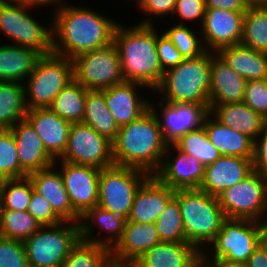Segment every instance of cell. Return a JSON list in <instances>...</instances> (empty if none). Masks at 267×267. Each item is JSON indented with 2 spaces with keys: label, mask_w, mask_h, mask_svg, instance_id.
Listing matches in <instances>:
<instances>
[{
  "label": "cell",
  "mask_w": 267,
  "mask_h": 267,
  "mask_svg": "<svg viewBox=\"0 0 267 267\" xmlns=\"http://www.w3.org/2000/svg\"><path fill=\"white\" fill-rule=\"evenodd\" d=\"M55 166L54 164L49 168L35 171L28 176L34 190L50 202L54 212L63 221L79 223L80 216L73 210L62 176L60 172L53 170Z\"/></svg>",
  "instance_id": "obj_24"
},
{
  "label": "cell",
  "mask_w": 267,
  "mask_h": 267,
  "mask_svg": "<svg viewBox=\"0 0 267 267\" xmlns=\"http://www.w3.org/2000/svg\"><path fill=\"white\" fill-rule=\"evenodd\" d=\"M204 252H205V250L201 254V259L209 267H247V264H241V263H237V262L228 261L224 258H212L211 256L208 257L207 252H205V253Z\"/></svg>",
  "instance_id": "obj_52"
},
{
  "label": "cell",
  "mask_w": 267,
  "mask_h": 267,
  "mask_svg": "<svg viewBox=\"0 0 267 267\" xmlns=\"http://www.w3.org/2000/svg\"><path fill=\"white\" fill-rule=\"evenodd\" d=\"M20 167L16 142L10 129L0 130V181L26 177Z\"/></svg>",
  "instance_id": "obj_41"
},
{
  "label": "cell",
  "mask_w": 267,
  "mask_h": 267,
  "mask_svg": "<svg viewBox=\"0 0 267 267\" xmlns=\"http://www.w3.org/2000/svg\"><path fill=\"white\" fill-rule=\"evenodd\" d=\"M10 130L16 142L20 167L28 175L57 164L27 119L18 121Z\"/></svg>",
  "instance_id": "obj_21"
},
{
  "label": "cell",
  "mask_w": 267,
  "mask_h": 267,
  "mask_svg": "<svg viewBox=\"0 0 267 267\" xmlns=\"http://www.w3.org/2000/svg\"><path fill=\"white\" fill-rule=\"evenodd\" d=\"M161 116L150 101V108L158 119L165 142L172 145L182 135L203 126L210 110L205 105L195 103H168L160 101ZM154 106V107H153ZM161 117V118H159ZM161 119V120H160Z\"/></svg>",
  "instance_id": "obj_14"
},
{
  "label": "cell",
  "mask_w": 267,
  "mask_h": 267,
  "mask_svg": "<svg viewBox=\"0 0 267 267\" xmlns=\"http://www.w3.org/2000/svg\"><path fill=\"white\" fill-rule=\"evenodd\" d=\"M157 54L163 72L176 67L184 60L181 53L164 33L161 35L157 33Z\"/></svg>",
  "instance_id": "obj_46"
},
{
  "label": "cell",
  "mask_w": 267,
  "mask_h": 267,
  "mask_svg": "<svg viewBox=\"0 0 267 267\" xmlns=\"http://www.w3.org/2000/svg\"><path fill=\"white\" fill-rule=\"evenodd\" d=\"M212 51H205L198 57L184 59L179 65L164 72L156 87L166 92L162 101L168 103H195L210 106Z\"/></svg>",
  "instance_id": "obj_4"
},
{
  "label": "cell",
  "mask_w": 267,
  "mask_h": 267,
  "mask_svg": "<svg viewBox=\"0 0 267 267\" xmlns=\"http://www.w3.org/2000/svg\"><path fill=\"white\" fill-rule=\"evenodd\" d=\"M247 267H267V249L262 243L259 244L249 257Z\"/></svg>",
  "instance_id": "obj_51"
},
{
  "label": "cell",
  "mask_w": 267,
  "mask_h": 267,
  "mask_svg": "<svg viewBox=\"0 0 267 267\" xmlns=\"http://www.w3.org/2000/svg\"><path fill=\"white\" fill-rule=\"evenodd\" d=\"M150 176L142 170L117 165L100 169L97 205L127 219L138 189Z\"/></svg>",
  "instance_id": "obj_8"
},
{
  "label": "cell",
  "mask_w": 267,
  "mask_h": 267,
  "mask_svg": "<svg viewBox=\"0 0 267 267\" xmlns=\"http://www.w3.org/2000/svg\"><path fill=\"white\" fill-rule=\"evenodd\" d=\"M176 13L184 21L193 22L200 19L202 26L205 15V0H177L173 15Z\"/></svg>",
  "instance_id": "obj_48"
},
{
  "label": "cell",
  "mask_w": 267,
  "mask_h": 267,
  "mask_svg": "<svg viewBox=\"0 0 267 267\" xmlns=\"http://www.w3.org/2000/svg\"><path fill=\"white\" fill-rule=\"evenodd\" d=\"M252 171L267 176V125L253 141Z\"/></svg>",
  "instance_id": "obj_47"
},
{
  "label": "cell",
  "mask_w": 267,
  "mask_h": 267,
  "mask_svg": "<svg viewBox=\"0 0 267 267\" xmlns=\"http://www.w3.org/2000/svg\"><path fill=\"white\" fill-rule=\"evenodd\" d=\"M18 0H0V3H17Z\"/></svg>",
  "instance_id": "obj_57"
},
{
  "label": "cell",
  "mask_w": 267,
  "mask_h": 267,
  "mask_svg": "<svg viewBox=\"0 0 267 267\" xmlns=\"http://www.w3.org/2000/svg\"><path fill=\"white\" fill-rule=\"evenodd\" d=\"M252 172L248 158L220 156L214 163L205 167V175L199 189L217 197L225 189L242 181Z\"/></svg>",
  "instance_id": "obj_23"
},
{
  "label": "cell",
  "mask_w": 267,
  "mask_h": 267,
  "mask_svg": "<svg viewBox=\"0 0 267 267\" xmlns=\"http://www.w3.org/2000/svg\"><path fill=\"white\" fill-rule=\"evenodd\" d=\"M161 242H187L178 201L173 197L155 221Z\"/></svg>",
  "instance_id": "obj_40"
},
{
  "label": "cell",
  "mask_w": 267,
  "mask_h": 267,
  "mask_svg": "<svg viewBox=\"0 0 267 267\" xmlns=\"http://www.w3.org/2000/svg\"><path fill=\"white\" fill-rule=\"evenodd\" d=\"M57 8L51 24L52 53L74 59L113 43L116 21L87 7L64 3Z\"/></svg>",
  "instance_id": "obj_1"
},
{
  "label": "cell",
  "mask_w": 267,
  "mask_h": 267,
  "mask_svg": "<svg viewBox=\"0 0 267 267\" xmlns=\"http://www.w3.org/2000/svg\"><path fill=\"white\" fill-rule=\"evenodd\" d=\"M41 56L29 47L0 45V81L24 83Z\"/></svg>",
  "instance_id": "obj_31"
},
{
  "label": "cell",
  "mask_w": 267,
  "mask_h": 267,
  "mask_svg": "<svg viewBox=\"0 0 267 267\" xmlns=\"http://www.w3.org/2000/svg\"><path fill=\"white\" fill-rule=\"evenodd\" d=\"M174 195V189L151 175L138 189L127 221L155 223Z\"/></svg>",
  "instance_id": "obj_20"
},
{
  "label": "cell",
  "mask_w": 267,
  "mask_h": 267,
  "mask_svg": "<svg viewBox=\"0 0 267 267\" xmlns=\"http://www.w3.org/2000/svg\"><path fill=\"white\" fill-rule=\"evenodd\" d=\"M27 110L24 83L0 81V130L26 119Z\"/></svg>",
  "instance_id": "obj_33"
},
{
  "label": "cell",
  "mask_w": 267,
  "mask_h": 267,
  "mask_svg": "<svg viewBox=\"0 0 267 267\" xmlns=\"http://www.w3.org/2000/svg\"><path fill=\"white\" fill-rule=\"evenodd\" d=\"M0 267H29L24 242L0 236Z\"/></svg>",
  "instance_id": "obj_43"
},
{
  "label": "cell",
  "mask_w": 267,
  "mask_h": 267,
  "mask_svg": "<svg viewBox=\"0 0 267 267\" xmlns=\"http://www.w3.org/2000/svg\"><path fill=\"white\" fill-rule=\"evenodd\" d=\"M194 267H209L202 259Z\"/></svg>",
  "instance_id": "obj_56"
},
{
  "label": "cell",
  "mask_w": 267,
  "mask_h": 267,
  "mask_svg": "<svg viewBox=\"0 0 267 267\" xmlns=\"http://www.w3.org/2000/svg\"><path fill=\"white\" fill-rule=\"evenodd\" d=\"M87 90L75 79L54 98L49 109L70 123L82 122Z\"/></svg>",
  "instance_id": "obj_34"
},
{
  "label": "cell",
  "mask_w": 267,
  "mask_h": 267,
  "mask_svg": "<svg viewBox=\"0 0 267 267\" xmlns=\"http://www.w3.org/2000/svg\"><path fill=\"white\" fill-rule=\"evenodd\" d=\"M80 239L79 223L42 226L24 241L29 267H61Z\"/></svg>",
  "instance_id": "obj_7"
},
{
  "label": "cell",
  "mask_w": 267,
  "mask_h": 267,
  "mask_svg": "<svg viewBox=\"0 0 267 267\" xmlns=\"http://www.w3.org/2000/svg\"><path fill=\"white\" fill-rule=\"evenodd\" d=\"M164 34L174 44L184 59L198 57L206 51L200 36L198 38L194 31L182 22L174 25Z\"/></svg>",
  "instance_id": "obj_42"
},
{
  "label": "cell",
  "mask_w": 267,
  "mask_h": 267,
  "mask_svg": "<svg viewBox=\"0 0 267 267\" xmlns=\"http://www.w3.org/2000/svg\"><path fill=\"white\" fill-rule=\"evenodd\" d=\"M42 227L29 212L0 209V236L24 242Z\"/></svg>",
  "instance_id": "obj_37"
},
{
  "label": "cell",
  "mask_w": 267,
  "mask_h": 267,
  "mask_svg": "<svg viewBox=\"0 0 267 267\" xmlns=\"http://www.w3.org/2000/svg\"><path fill=\"white\" fill-rule=\"evenodd\" d=\"M217 198L226 218L263 221L265 214L267 217V176L252 171Z\"/></svg>",
  "instance_id": "obj_9"
},
{
  "label": "cell",
  "mask_w": 267,
  "mask_h": 267,
  "mask_svg": "<svg viewBox=\"0 0 267 267\" xmlns=\"http://www.w3.org/2000/svg\"><path fill=\"white\" fill-rule=\"evenodd\" d=\"M80 220L81 221H79V226L81 240L105 246L110 250H112L120 241L123 235L125 223L127 221V219L118 216L113 212H109L108 210H105L98 205L87 210L80 217ZM90 220L92 221V223ZM93 223L94 226L96 225L98 226V228L100 227V230H104L109 233L108 236H105L106 238L104 237V239H97V237H93V229H95L92 228Z\"/></svg>",
  "instance_id": "obj_27"
},
{
  "label": "cell",
  "mask_w": 267,
  "mask_h": 267,
  "mask_svg": "<svg viewBox=\"0 0 267 267\" xmlns=\"http://www.w3.org/2000/svg\"><path fill=\"white\" fill-rule=\"evenodd\" d=\"M34 189L29 176L0 181V209L27 211Z\"/></svg>",
  "instance_id": "obj_39"
},
{
  "label": "cell",
  "mask_w": 267,
  "mask_h": 267,
  "mask_svg": "<svg viewBox=\"0 0 267 267\" xmlns=\"http://www.w3.org/2000/svg\"><path fill=\"white\" fill-rule=\"evenodd\" d=\"M216 53L246 81L267 79V53L241 43L220 48Z\"/></svg>",
  "instance_id": "obj_29"
},
{
  "label": "cell",
  "mask_w": 267,
  "mask_h": 267,
  "mask_svg": "<svg viewBox=\"0 0 267 267\" xmlns=\"http://www.w3.org/2000/svg\"><path fill=\"white\" fill-rule=\"evenodd\" d=\"M209 110L221 124L238 130L253 141L267 125V120L244 102L210 105Z\"/></svg>",
  "instance_id": "obj_28"
},
{
  "label": "cell",
  "mask_w": 267,
  "mask_h": 267,
  "mask_svg": "<svg viewBox=\"0 0 267 267\" xmlns=\"http://www.w3.org/2000/svg\"><path fill=\"white\" fill-rule=\"evenodd\" d=\"M61 1V2H60ZM17 3L22 4L25 7H29V8H33L36 6H40V5H47L49 6L50 4H56L57 5H62L64 3H62V0H18ZM61 3V4H60ZM49 4V5H48Z\"/></svg>",
  "instance_id": "obj_53"
},
{
  "label": "cell",
  "mask_w": 267,
  "mask_h": 267,
  "mask_svg": "<svg viewBox=\"0 0 267 267\" xmlns=\"http://www.w3.org/2000/svg\"><path fill=\"white\" fill-rule=\"evenodd\" d=\"M138 85L146 87L138 82L124 81L101 90L104 93L106 106L118 127L133 122L150 108L148 99H141L137 94Z\"/></svg>",
  "instance_id": "obj_19"
},
{
  "label": "cell",
  "mask_w": 267,
  "mask_h": 267,
  "mask_svg": "<svg viewBox=\"0 0 267 267\" xmlns=\"http://www.w3.org/2000/svg\"><path fill=\"white\" fill-rule=\"evenodd\" d=\"M73 65L74 79L86 90L101 91L125 81L114 42L76 56Z\"/></svg>",
  "instance_id": "obj_10"
},
{
  "label": "cell",
  "mask_w": 267,
  "mask_h": 267,
  "mask_svg": "<svg viewBox=\"0 0 267 267\" xmlns=\"http://www.w3.org/2000/svg\"><path fill=\"white\" fill-rule=\"evenodd\" d=\"M56 161L107 168L115 165L113 144L90 126L82 122L72 123L66 150Z\"/></svg>",
  "instance_id": "obj_13"
},
{
  "label": "cell",
  "mask_w": 267,
  "mask_h": 267,
  "mask_svg": "<svg viewBox=\"0 0 267 267\" xmlns=\"http://www.w3.org/2000/svg\"><path fill=\"white\" fill-rule=\"evenodd\" d=\"M171 147L177 155L170 161V156L165 153L154 176L174 190L199 189L204 179L205 166L193 156L177 150L173 145Z\"/></svg>",
  "instance_id": "obj_18"
},
{
  "label": "cell",
  "mask_w": 267,
  "mask_h": 267,
  "mask_svg": "<svg viewBox=\"0 0 267 267\" xmlns=\"http://www.w3.org/2000/svg\"><path fill=\"white\" fill-rule=\"evenodd\" d=\"M112 144L115 165L139 169L150 175L159 170L163 156L171 149L151 108L133 122L119 127Z\"/></svg>",
  "instance_id": "obj_2"
},
{
  "label": "cell",
  "mask_w": 267,
  "mask_h": 267,
  "mask_svg": "<svg viewBox=\"0 0 267 267\" xmlns=\"http://www.w3.org/2000/svg\"><path fill=\"white\" fill-rule=\"evenodd\" d=\"M26 119L41 138L46 151L55 160L59 159L66 150L72 123L49 108L27 110Z\"/></svg>",
  "instance_id": "obj_22"
},
{
  "label": "cell",
  "mask_w": 267,
  "mask_h": 267,
  "mask_svg": "<svg viewBox=\"0 0 267 267\" xmlns=\"http://www.w3.org/2000/svg\"><path fill=\"white\" fill-rule=\"evenodd\" d=\"M61 166L60 174L73 210L81 217L98 204L100 169L66 161Z\"/></svg>",
  "instance_id": "obj_15"
},
{
  "label": "cell",
  "mask_w": 267,
  "mask_h": 267,
  "mask_svg": "<svg viewBox=\"0 0 267 267\" xmlns=\"http://www.w3.org/2000/svg\"><path fill=\"white\" fill-rule=\"evenodd\" d=\"M172 145L177 150L193 156L205 167L214 163L221 156L210 141L204 126L182 135Z\"/></svg>",
  "instance_id": "obj_35"
},
{
  "label": "cell",
  "mask_w": 267,
  "mask_h": 267,
  "mask_svg": "<svg viewBox=\"0 0 267 267\" xmlns=\"http://www.w3.org/2000/svg\"><path fill=\"white\" fill-rule=\"evenodd\" d=\"M245 12L205 8L201 26L205 50L217 52L220 48L241 43Z\"/></svg>",
  "instance_id": "obj_16"
},
{
  "label": "cell",
  "mask_w": 267,
  "mask_h": 267,
  "mask_svg": "<svg viewBox=\"0 0 267 267\" xmlns=\"http://www.w3.org/2000/svg\"><path fill=\"white\" fill-rule=\"evenodd\" d=\"M82 123L90 126L112 142L116 139L119 131L114 117L106 106L102 91L87 90Z\"/></svg>",
  "instance_id": "obj_32"
},
{
  "label": "cell",
  "mask_w": 267,
  "mask_h": 267,
  "mask_svg": "<svg viewBox=\"0 0 267 267\" xmlns=\"http://www.w3.org/2000/svg\"><path fill=\"white\" fill-rule=\"evenodd\" d=\"M27 212L42 226H54L63 222L52 209L50 202L34 189L32 190Z\"/></svg>",
  "instance_id": "obj_45"
},
{
  "label": "cell",
  "mask_w": 267,
  "mask_h": 267,
  "mask_svg": "<svg viewBox=\"0 0 267 267\" xmlns=\"http://www.w3.org/2000/svg\"><path fill=\"white\" fill-rule=\"evenodd\" d=\"M19 3H0V31L16 46L29 47L41 55L52 53V27L46 28L32 18Z\"/></svg>",
  "instance_id": "obj_11"
},
{
  "label": "cell",
  "mask_w": 267,
  "mask_h": 267,
  "mask_svg": "<svg viewBox=\"0 0 267 267\" xmlns=\"http://www.w3.org/2000/svg\"><path fill=\"white\" fill-rule=\"evenodd\" d=\"M243 102L267 120V79L248 80Z\"/></svg>",
  "instance_id": "obj_44"
},
{
  "label": "cell",
  "mask_w": 267,
  "mask_h": 267,
  "mask_svg": "<svg viewBox=\"0 0 267 267\" xmlns=\"http://www.w3.org/2000/svg\"><path fill=\"white\" fill-rule=\"evenodd\" d=\"M161 243L155 223L126 221L123 235L111 250L116 267H130L153 246Z\"/></svg>",
  "instance_id": "obj_17"
},
{
  "label": "cell",
  "mask_w": 267,
  "mask_h": 267,
  "mask_svg": "<svg viewBox=\"0 0 267 267\" xmlns=\"http://www.w3.org/2000/svg\"><path fill=\"white\" fill-rule=\"evenodd\" d=\"M61 267H114V265L110 249L80 239Z\"/></svg>",
  "instance_id": "obj_36"
},
{
  "label": "cell",
  "mask_w": 267,
  "mask_h": 267,
  "mask_svg": "<svg viewBox=\"0 0 267 267\" xmlns=\"http://www.w3.org/2000/svg\"><path fill=\"white\" fill-rule=\"evenodd\" d=\"M151 20L131 28L118 24L114 33L122 75L125 81L138 82L153 90L163 79L157 54V32Z\"/></svg>",
  "instance_id": "obj_3"
},
{
  "label": "cell",
  "mask_w": 267,
  "mask_h": 267,
  "mask_svg": "<svg viewBox=\"0 0 267 267\" xmlns=\"http://www.w3.org/2000/svg\"><path fill=\"white\" fill-rule=\"evenodd\" d=\"M184 225L186 241L203 252L211 243L226 219L218 198L201 189L175 190Z\"/></svg>",
  "instance_id": "obj_5"
},
{
  "label": "cell",
  "mask_w": 267,
  "mask_h": 267,
  "mask_svg": "<svg viewBox=\"0 0 267 267\" xmlns=\"http://www.w3.org/2000/svg\"><path fill=\"white\" fill-rule=\"evenodd\" d=\"M203 126L205 127L210 141L218 149L221 156L252 159L253 140L250 137L236 129L226 127L217 121L210 113L206 116Z\"/></svg>",
  "instance_id": "obj_30"
},
{
  "label": "cell",
  "mask_w": 267,
  "mask_h": 267,
  "mask_svg": "<svg viewBox=\"0 0 267 267\" xmlns=\"http://www.w3.org/2000/svg\"><path fill=\"white\" fill-rule=\"evenodd\" d=\"M205 8L224 9L232 12H246L244 0H205Z\"/></svg>",
  "instance_id": "obj_50"
},
{
  "label": "cell",
  "mask_w": 267,
  "mask_h": 267,
  "mask_svg": "<svg viewBox=\"0 0 267 267\" xmlns=\"http://www.w3.org/2000/svg\"><path fill=\"white\" fill-rule=\"evenodd\" d=\"M210 105L242 103L246 80L229 67L223 59L212 51Z\"/></svg>",
  "instance_id": "obj_26"
},
{
  "label": "cell",
  "mask_w": 267,
  "mask_h": 267,
  "mask_svg": "<svg viewBox=\"0 0 267 267\" xmlns=\"http://www.w3.org/2000/svg\"><path fill=\"white\" fill-rule=\"evenodd\" d=\"M265 222L259 221L261 243L267 249V218L265 217Z\"/></svg>",
  "instance_id": "obj_54"
},
{
  "label": "cell",
  "mask_w": 267,
  "mask_h": 267,
  "mask_svg": "<svg viewBox=\"0 0 267 267\" xmlns=\"http://www.w3.org/2000/svg\"><path fill=\"white\" fill-rule=\"evenodd\" d=\"M177 0H138L137 4L143 12L148 15L152 14L157 17L172 15L175 9Z\"/></svg>",
  "instance_id": "obj_49"
},
{
  "label": "cell",
  "mask_w": 267,
  "mask_h": 267,
  "mask_svg": "<svg viewBox=\"0 0 267 267\" xmlns=\"http://www.w3.org/2000/svg\"><path fill=\"white\" fill-rule=\"evenodd\" d=\"M241 44L267 53V7L247 9L243 19Z\"/></svg>",
  "instance_id": "obj_38"
},
{
  "label": "cell",
  "mask_w": 267,
  "mask_h": 267,
  "mask_svg": "<svg viewBox=\"0 0 267 267\" xmlns=\"http://www.w3.org/2000/svg\"><path fill=\"white\" fill-rule=\"evenodd\" d=\"M202 252L188 242H161L136 260L130 267H194Z\"/></svg>",
  "instance_id": "obj_25"
},
{
  "label": "cell",
  "mask_w": 267,
  "mask_h": 267,
  "mask_svg": "<svg viewBox=\"0 0 267 267\" xmlns=\"http://www.w3.org/2000/svg\"><path fill=\"white\" fill-rule=\"evenodd\" d=\"M260 243L258 221L226 218L216 238L209 245L213 246V258L247 264L249 257Z\"/></svg>",
  "instance_id": "obj_12"
},
{
  "label": "cell",
  "mask_w": 267,
  "mask_h": 267,
  "mask_svg": "<svg viewBox=\"0 0 267 267\" xmlns=\"http://www.w3.org/2000/svg\"><path fill=\"white\" fill-rule=\"evenodd\" d=\"M248 8L267 7V0H244Z\"/></svg>",
  "instance_id": "obj_55"
},
{
  "label": "cell",
  "mask_w": 267,
  "mask_h": 267,
  "mask_svg": "<svg viewBox=\"0 0 267 267\" xmlns=\"http://www.w3.org/2000/svg\"><path fill=\"white\" fill-rule=\"evenodd\" d=\"M27 79L24 88L28 110L49 108L60 91L74 80L73 59L54 53L42 55Z\"/></svg>",
  "instance_id": "obj_6"
}]
</instances>
